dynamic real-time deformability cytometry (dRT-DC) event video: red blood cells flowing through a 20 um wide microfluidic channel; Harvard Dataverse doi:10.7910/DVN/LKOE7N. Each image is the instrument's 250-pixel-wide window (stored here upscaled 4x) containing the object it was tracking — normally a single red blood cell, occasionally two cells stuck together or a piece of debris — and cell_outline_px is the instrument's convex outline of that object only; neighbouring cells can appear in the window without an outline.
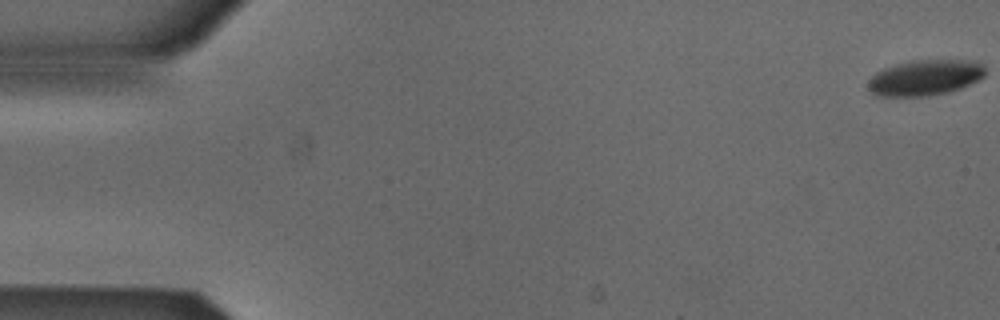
{"species": "Egyptian fruit bat (a non-hibernating species)", "species_latin": "Rousettus aegyptiacus", "temperature_condition": "cold", "stored_images_in_passage": 18, "camera_frame_rate_fps": 3000, "um_per_image_px": 0.085, "animal": {"sex": "male"}, "frame": {"image": 1, "passage_image": 1, "time_ms": 0.0, "image_size_px": [1000, 320], "cell_outline_px": [[984, 76], [960, 88], [948, 92], [928, 96], [876, 96], [868, 88], [868, 80], [876, 72], [884, 68], [896, 64], [912, 60], [980, 60], [984, 64]], "centroid_in_image_um": [78.63, 6.59], "position_along_channel_um": 6.4, "area_um2": 24.39}}
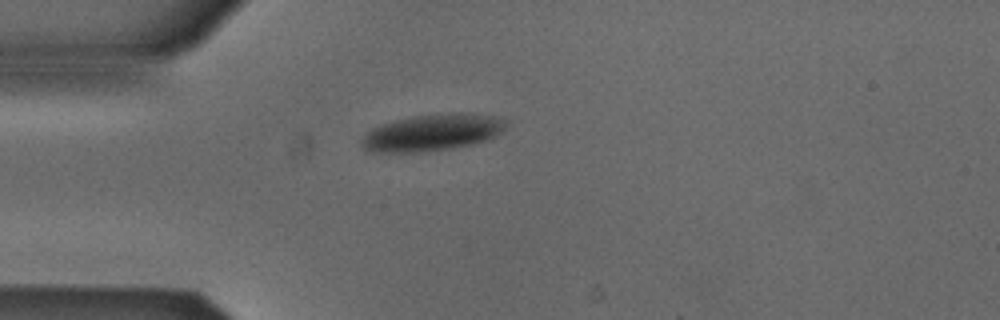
{"frame": {"image": 2, "passage_image": 15, "time_ms": 4.667, "image_size_px": [1000, 320], "cell_outline_px": [[508, 120], [504, 128], [496, 136], [484, 140], [452, 148], [412, 152], [364, 152], [360, 144], [360, 140], [372, 128], [380, 124], [396, 120], [416, 116], [448, 112], [460, 112], [496, 116]], "centroid_in_image_um": [36.71, 11.25], "position_along_channel_um": 48.3, "area_um2": 30.81}}